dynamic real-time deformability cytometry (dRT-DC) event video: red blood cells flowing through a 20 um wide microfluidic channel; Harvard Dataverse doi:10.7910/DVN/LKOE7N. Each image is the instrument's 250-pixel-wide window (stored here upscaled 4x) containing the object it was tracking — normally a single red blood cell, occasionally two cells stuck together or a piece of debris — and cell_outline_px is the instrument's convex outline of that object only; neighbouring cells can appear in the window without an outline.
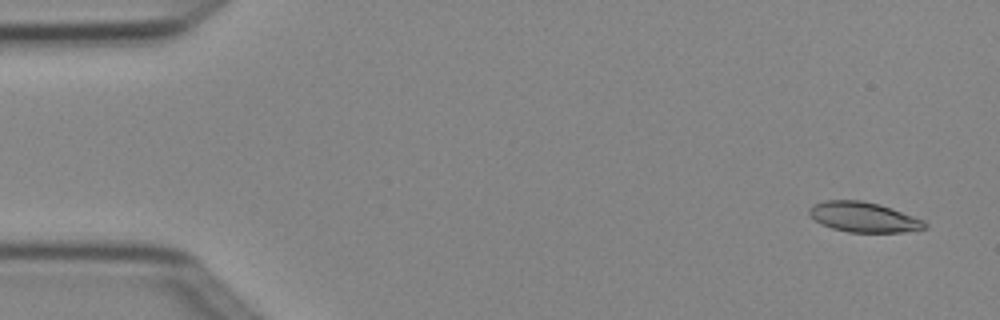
{"species": "Egyptian fruit bat (a non-hibernating species)", "species_latin": "Rousettus aegyptiacus", "temperature_condition": "cold", "stored_images_in_passage": 5, "camera_frame_rate_fps": 3000, "um_per_image_px": 0.085, "animal": {"sex": "female"}, "frame": {"image": 1, "passage_image": 1, "time_ms": 0.0, "image_size_px": [1000, 320], "cell_outline_px": [[928, 228], [904, 232], [848, 232], [832, 228], [820, 224], [808, 212], [808, 208], [824, 200], [860, 200], [880, 204], [892, 208], [924, 220], [928, 224]], "centroid_in_image_um": [73.44, 18.45], "position_along_channel_um": 11.6, "area_um2": 20.29}}
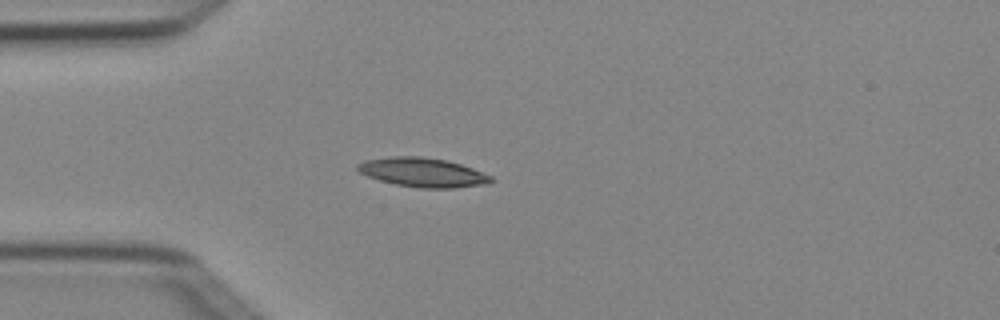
{"frame": {"image": 2, "passage_image": 4, "time_ms": 1.0, "image_size_px": [1000, 320], "cell_outline_px": [[492, 180], [488, 184], [452, 188], [420, 188], [396, 184], [380, 180], [368, 176], [360, 172], [356, 168], [356, 164], [364, 160], [388, 156], [420, 156], [448, 160], [472, 168], [492, 176]], "centroid_in_image_um": [35.91, 14.64], "position_along_channel_um": 49.1, "area_um2": 22.72}}